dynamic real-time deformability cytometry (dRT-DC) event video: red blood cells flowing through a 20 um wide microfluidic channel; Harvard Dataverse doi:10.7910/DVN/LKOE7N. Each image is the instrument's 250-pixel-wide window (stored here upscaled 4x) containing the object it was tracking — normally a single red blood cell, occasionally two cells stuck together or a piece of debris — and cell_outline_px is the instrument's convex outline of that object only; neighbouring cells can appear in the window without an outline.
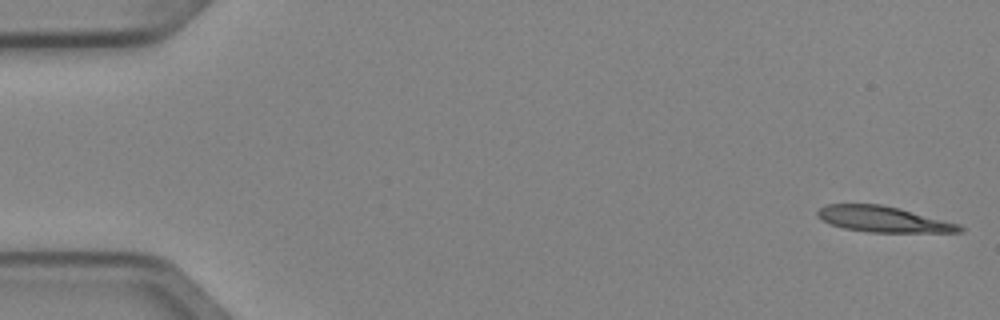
{"species": "Egyptian fruit bat (a non-hibernating species)", "species_latin": "Rousettus aegyptiacus", "temperature_condition": "cold", "stored_images_in_passage": 4, "camera_frame_rate_fps": 3000, "um_per_image_px": 0.085, "animal": {"sex": "female"}, "frame": {"image": 1, "passage_image": 1, "time_ms": 0.0, "image_size_px": [1000, 320], "cell_outline_px": [[964, 232], [868, 232], [844, 228], [820, 220], [816, 216], [816, 212], [820, 208], [828, 204], [880, 204], [900, 208], [960, 224], [964, 228]], "centroid_in_image_um": [75.08, 18.63], "position_along_channel_um": 9.9, "area_um2": 21.39}}